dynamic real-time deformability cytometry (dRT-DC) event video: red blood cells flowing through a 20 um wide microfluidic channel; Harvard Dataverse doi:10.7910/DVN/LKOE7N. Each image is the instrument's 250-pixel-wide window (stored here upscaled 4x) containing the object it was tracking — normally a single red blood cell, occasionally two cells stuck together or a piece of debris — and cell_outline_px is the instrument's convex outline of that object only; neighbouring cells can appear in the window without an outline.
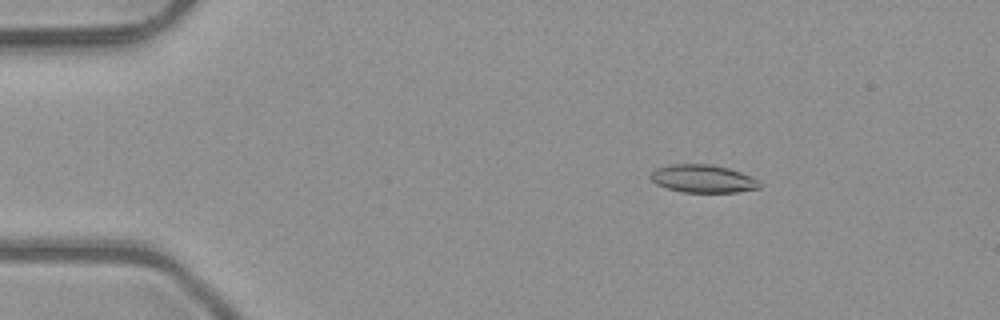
{"species": "common noctule bat (a hibernating species)", "species_latin": "Nyctalus noctula", "temperature_condition": "room temperature", "stored_images_in_passage": 4, "camera_frame_rate_fps": 3000, "um_per_image_px": 0.085, "animal": {"sex": "male", "body_mass_g": 23.1, "forearm_length_mm": 52.7}, "frame": {"image": 1, "passage_image": 3, "time_ms": 0.667, "image_size_px": [1000, 320], "cell_outline_px": [[760, 188], [736, 192], [680, 192], [656, 184], [648, 176], [656, 168], [672, 164], [712, 164], [728, 168], [740, 172], [756, 180], [760, 184]], "centroid_in_image_um": [59.7, 15.19], "position_along_channel_um": 25.3, "area_um2": 17.57}}